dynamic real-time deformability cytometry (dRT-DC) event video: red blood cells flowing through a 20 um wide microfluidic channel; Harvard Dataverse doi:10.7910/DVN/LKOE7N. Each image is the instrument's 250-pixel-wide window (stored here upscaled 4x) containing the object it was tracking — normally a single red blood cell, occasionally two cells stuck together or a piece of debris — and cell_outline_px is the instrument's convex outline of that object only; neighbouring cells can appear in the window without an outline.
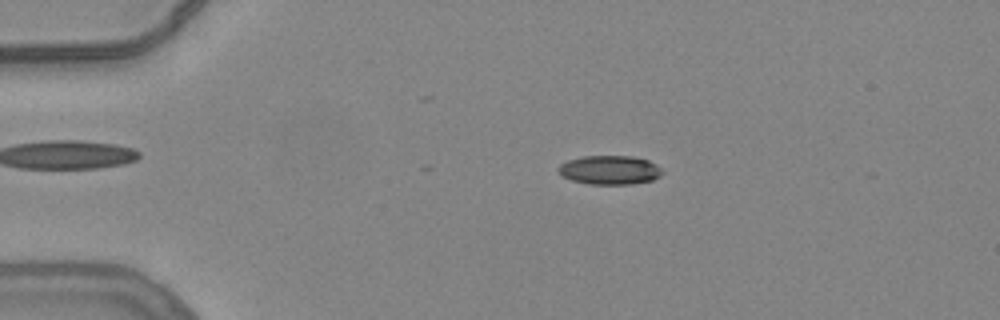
{"species": "common noctule bat (a hibernating species)", "species_latin": "Nyctalus noctula", "temperature_condition": "warm", "stored_images_in_passage": 17, "camera_frame_rate_fps": 3000, "um_per_image_px": 0.085, "animal": {"sex": "female", "body_mass_g": 24.6, "forearm_length_mm": 56.2}, "frame": {"image": 1, "passage_image": 12, "time_ms": 3.667, "image_size_px": [1000, 320], "cell_outline_px": [[664, 172], [660, 176], [652, 180], [632, 184], [588, 184], [572, 180], [564, 176], [556, 168], [560, 164], [568, 160], [584, 156], [632, 156], [648, 160], [656, 164]], "centroid_in_image_um": [51.84, 14.45], "position_along_channel_um": 33.2, "area_um2": 17.51}}